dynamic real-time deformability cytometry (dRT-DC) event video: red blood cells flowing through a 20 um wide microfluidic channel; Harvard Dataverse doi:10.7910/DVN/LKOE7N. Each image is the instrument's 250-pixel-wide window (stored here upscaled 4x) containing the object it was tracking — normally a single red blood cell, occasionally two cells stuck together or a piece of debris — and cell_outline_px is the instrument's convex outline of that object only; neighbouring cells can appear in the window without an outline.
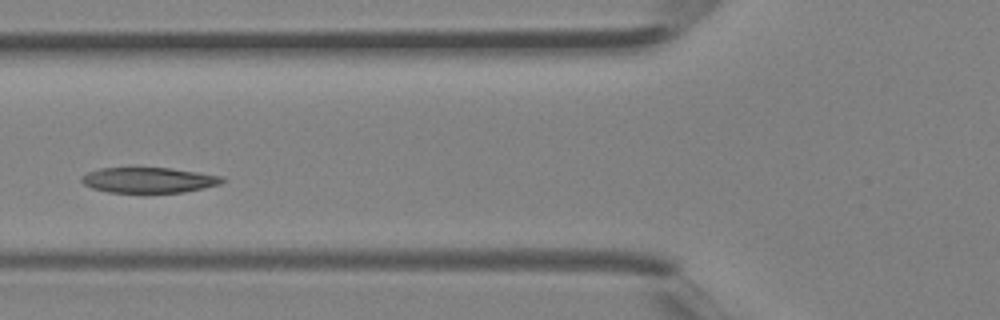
{"species": "Egyptian fruit bat (a non-hibernating species)", "species_latin": "Rousettus aegyptiacus", "temperature_condition": "room temperature", "stored_images_in_passage": 2, "camera_frame_rate_fps": 3000, "um_per_image_px": 0.085, "animal": {"sex": "female"}, "frame": {"image": 1, "passage_image": 2, "time_ms": 0.333, "image_size_px": [1000, 320], "cell_outline_px": [[224, 180], [220, 184], [204, 188], [184, 192], [108, 192], [92, 188], [84, 184], [80, 180], [80, 176], [88, 172], [100, 168], [172, 168], [224, 176]], "centroid_in_image_um": [12.64, 15.3], "position_along_channel_um": 113.2, "area_um2": 20.81}}